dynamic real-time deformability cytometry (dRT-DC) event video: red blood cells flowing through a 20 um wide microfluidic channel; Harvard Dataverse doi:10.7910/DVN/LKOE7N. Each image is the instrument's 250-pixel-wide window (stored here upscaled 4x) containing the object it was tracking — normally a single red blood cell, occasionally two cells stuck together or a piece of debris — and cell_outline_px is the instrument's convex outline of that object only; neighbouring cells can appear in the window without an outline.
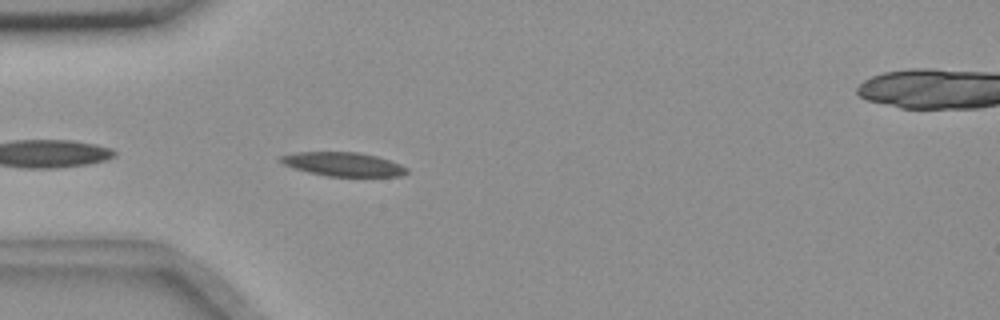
{"species": "common noctule bat (a hibernating species)", "species_latin": "Nyctalus noctula", "temperature_condition": "room temperature", "stored_images_in_passage": 26, "camera_frame_rate_fps": 3000, "um_per_image_px": 0.085, "animal": {"sex": "female", "body_mass_g": 18.4}, "frame": {"image": 1, "passage_image": 2, "time_ms": 0.333, "image_size_px": [1000, 320], "cell_outline_px": [[408, 172], [400, 176], [328, 176], [308, 172], [284, 164], [280, 160], [280, 156], [296, 152], [360, 152], [376, 156], [400, 164], [408, 168]], "centroid_in_image_um": [29.19, 13.95], "position_along_channel_um": 55.8, "area_um2": 17.34}}
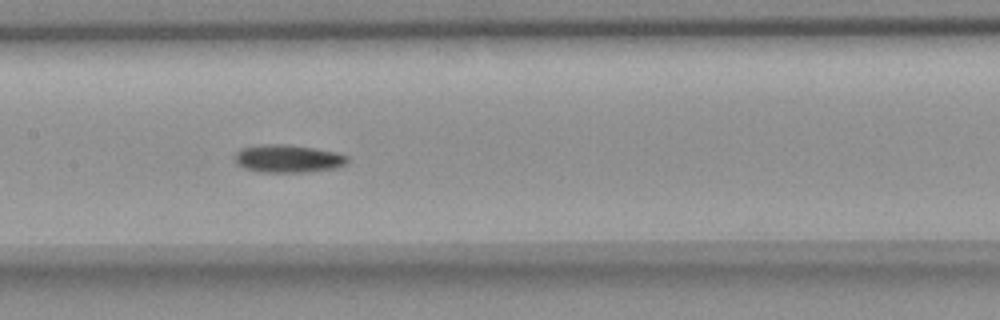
{"frame": {"image": 2, "passage_image": 13, "time_ms": 4.0, "image_size_px": [1000, 320], "cell_outline_px": [[348, 160], [344, 164], [336, 168], [304, 172], [260, 172], [244, 168], [236, 164], [236, 152], [240, 148], [260, 144], [288, 144], [316, 148], [336, 152], [348, 156]], "centroid_in_image_um": [24.46, 13.47], "position_along_channel_um": 182.9, "area_um2": 18.38}}
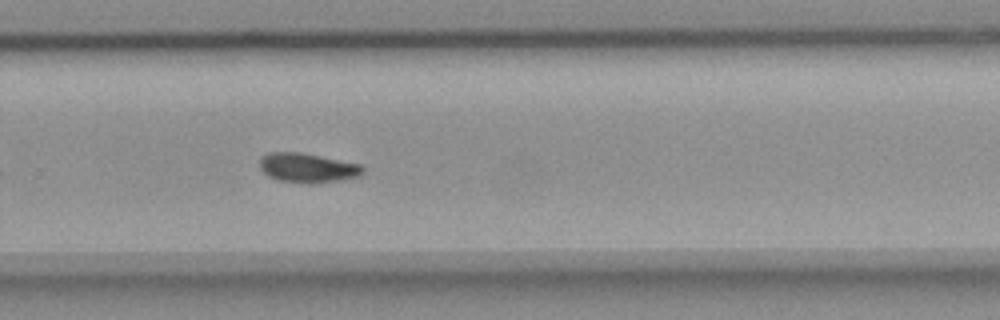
{"frame": {"image": 3, "passage_image": 23, "time_ms": 7.333, "image_size_px": [1000, 320], "cell_outline_px": [[364, 172], [360, 176], [344, 180], [280, 180], [268, 176], [260, 168], [260, 156], [268, 152], [304, 152], [360, 164], [364, 168]], "centroid_in_image_um": [26.15, 14.2], "position_along_channel_um": 303.7, "area_um2": 17.05}}